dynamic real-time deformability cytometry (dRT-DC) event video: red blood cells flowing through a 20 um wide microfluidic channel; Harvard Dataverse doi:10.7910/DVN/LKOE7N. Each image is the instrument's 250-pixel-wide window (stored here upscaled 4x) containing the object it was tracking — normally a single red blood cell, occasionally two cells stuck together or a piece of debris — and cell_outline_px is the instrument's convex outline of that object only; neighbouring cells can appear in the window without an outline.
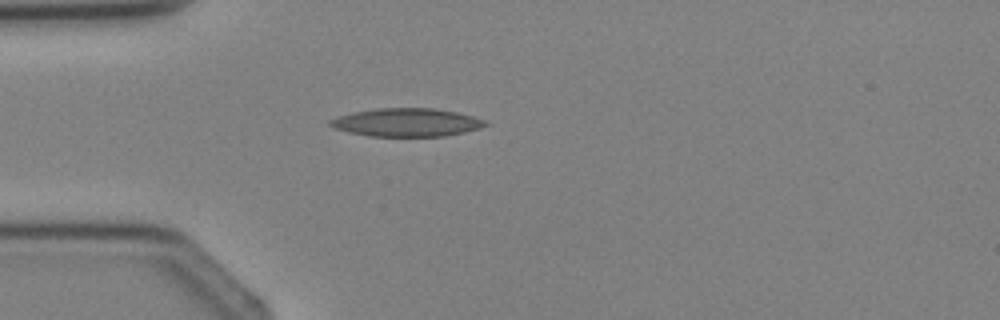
{"species": "Egyptian fruit bat (a non-hibernating species)", "species_latin": "Rousettus aegyptiacus", "temperature_condition": "cold", "stored_images_in_passage": 1, "camera_frame_rate_fps": 3000, "um_per_image_px": 0.085, "animal": {"sex": "female"}, "frame": {"image": 1, "passage_image": 1, "time_ms": 0.0, "image_size_px": [1000, 320], "cell_outline_px": [[488, 124], [480, 128], [464, 132], [444, 136], [368, 136], [348, 132], [336, 128], [328, 124], [328, 120], [336, 116], [352, 112], [376, 108], [436, 108], [456, 112], [472, 116], [484, 120]], "centroid_in_image_um": [34.52, 10.4], "position_along_channel_um": 50.5, "area_um2": 25.55}}